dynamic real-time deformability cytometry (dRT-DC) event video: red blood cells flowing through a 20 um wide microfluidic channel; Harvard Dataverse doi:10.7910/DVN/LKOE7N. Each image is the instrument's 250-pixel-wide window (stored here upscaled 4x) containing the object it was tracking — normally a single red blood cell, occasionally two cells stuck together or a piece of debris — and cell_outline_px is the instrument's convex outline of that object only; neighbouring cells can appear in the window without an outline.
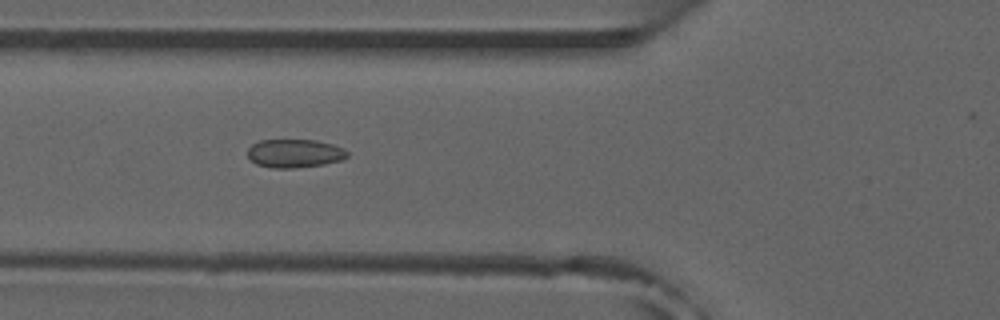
{"species": "common noctule bat (a hibernating species)", "species_latin": "Nyctalus noctula", "temperature_condition": "room temperature", "stored_images_in_passage": 47, "camera_frame_rate_fps": 3000, "um_per_image_px": 0.085, "animal": {"sex": "male", "forearm_length_mm": 52.5}, "frame": {"image": 1, "passage_image": 14, "time_ms": 4.333, "image_size_px": [1000, 320], "cell_outline_px": [[348, 156], [340, 160], [324, 164], [296, 168], [272, 168], [256, 164], [248, 156], [248, 148], [252, 144], [260, 140], [316, 140], [332, 144], [344, 148], [348, 152]], "centroid_in_image_um": [25.04, 13.03], "position_along_channel_um": 100.8, "area_um2": 16.53}, "authors_computed_cell_mechanics": {"area_um2": 16.1262, "velocity_mm_per_s": 3.9279, "shape_relaxation_time_tau1_ms": null, "shape_relaxation_time_tau2_ms": 1.0413, "deformation_change_tau1": null, "deformation_change_tau2": 0.0707}}